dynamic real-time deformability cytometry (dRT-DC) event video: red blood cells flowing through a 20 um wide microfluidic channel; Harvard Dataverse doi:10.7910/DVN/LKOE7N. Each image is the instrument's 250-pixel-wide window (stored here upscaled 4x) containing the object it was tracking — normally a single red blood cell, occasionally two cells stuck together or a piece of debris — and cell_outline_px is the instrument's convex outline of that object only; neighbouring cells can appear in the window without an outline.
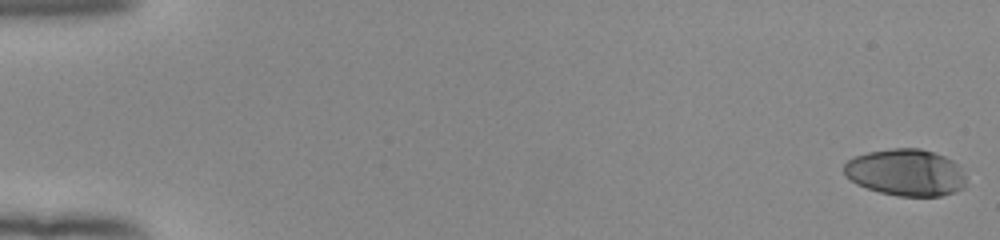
{"species": "human", "species_latin": "Homo sapiens", "temperature_condition": "room temperature", "stored_images_in_passage": 54, "camera_frame_rate_fps": 3000, "um_per_image_px": 0.085, "donor": {"sex": "female"}, "frame": {"image": 1, "passage_image": 1, "time_ms": 0.0, "image_size_px": [1000, 240], "cell_outline_px": [[964, 188], [956, 192], [940, 196], [896, 196], [880, 192], [856, 184], [844, 172], [844, 164], [848, 160], [856, 156], [868, 152], [892, 148], [920, 148], [944, 156], [952, 160], [960, 168], [964, 176]], "centroid_in_image_um": [77.0, 14.66], "position_along_channel_um": 8.0, "area_um2": 33.12}}
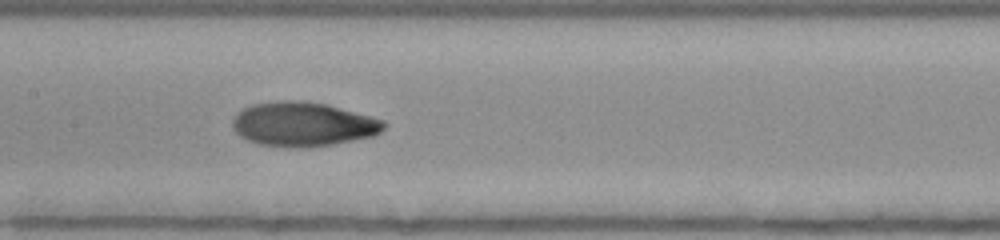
{"frame": {"image": 2, "passage_image": 28, "time_ms": 9.0, "image_size_px": [1000, 240], "cell_outline_px": [[388, 124], [380, 132], [372, 136], [332, 144], [288, 148], [256, 144], [240, 136], [232, 128], [232, 120], [236, 112], [252, 104], [284, 100], [300, 100], [328, 104], [372, 116], [384, 120]], "centroid_in_image_um": [25.74, 10.55], "position_along_channel_um": 181.7, "area_um2": 39.25}}
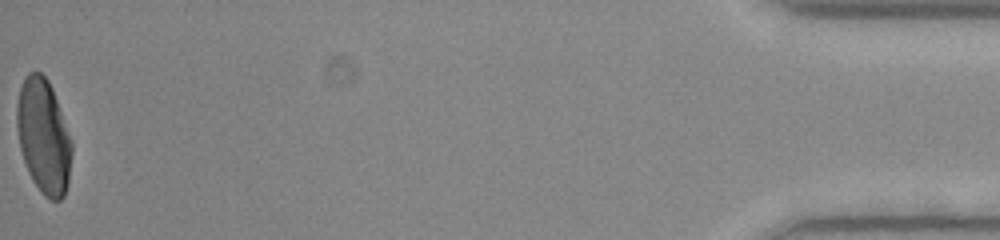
{"frame": {"image": 3, "passage_image": 54, "time_ms": 17.667, "image_size_px": [1000, 240], "cell_outline_px": [[72, 156], [68, 184], [64, 196], [60, 200], [52, 200], [44, 196], [32, 180], [28, 172], [20, 148], [16, 128], [16, 104], [20, 88], [24, 76], [28, 72], [40, 72], [48, 80], [52, 88], [72, 140]], "centroid_in_image_um": [3.7, 11.59], "position_along_channel_um": 431.5, "area_um2": 36.93}, "authors_computed_cell_mechanics": {"area_um2": 36.8186, "velocity_mm_per_s": 3.9367, "shape_relaxation_time_tau1_ms": 7.8072, "shape_relaxation_time_tau2_ms": 2.0643, "deformation_change_tau1": 0.2705, "deformation_change_tau2": 0.0334}}